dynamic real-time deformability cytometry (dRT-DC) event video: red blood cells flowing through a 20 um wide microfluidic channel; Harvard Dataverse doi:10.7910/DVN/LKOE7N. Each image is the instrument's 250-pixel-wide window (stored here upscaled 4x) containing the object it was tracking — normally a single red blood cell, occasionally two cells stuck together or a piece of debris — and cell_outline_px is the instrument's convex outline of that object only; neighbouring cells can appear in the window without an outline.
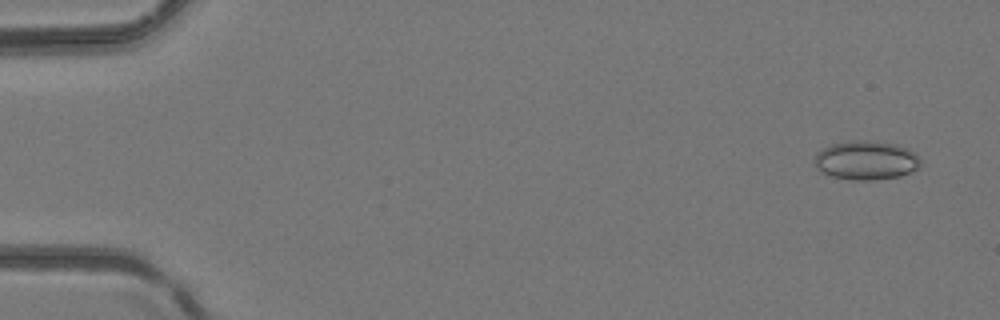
{"species": "common noctule bat (a hibernating species)", "species_latin": "Nyctalus noctula", "temperature_condition": "room temperature", "stored_images_in_passage": 5, "camera_frame_rate_fps": 3000, "um_per_image_px": 0.085, "animal": {"sex": "female", "body_mass_g": 24.6, "forearm_length_mm": 56.2}, "frame": {"image": 1, "passage_image": 1, "time_ms": 0.0, "image_size_px": [1000, 320], "cell_outline_px": [[920, 164], [916, 168], [900, 176], [872, 180], [852, 180], [832, 176], [824, 172], [816, 164], [816, 152], [832, 144], [852, 140], [864, 140], [896, 144], [908, 148], [920, 160]], "centroid_in_image_um": [73.62, 13.62], "position_along_channel_um": 11.4, "area_um2": 23.58}}
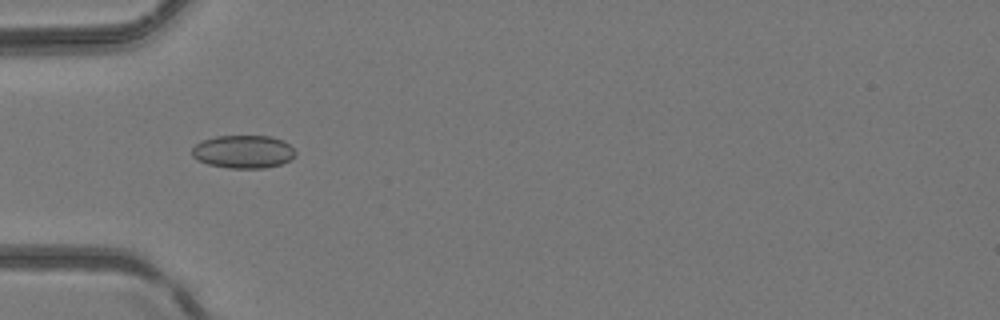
{"frame": {"image": 2, "passage_image": 4, "time_ms": 1.0, "image_size_px": [1000, 320], "cell_outline_px": [[296, 156], [280, 164], [264, 168], [228, 168], [208, 164], [196, 160], [192, 156], [192, 148], [196, 144], [204, 140], [216, 136], [268, 136], [284, 140], [296, 152]], "centroid_in_image_um": [20.67, 12.9], "position_along_channel_um": 64.3, "area_um2": 19.88}}
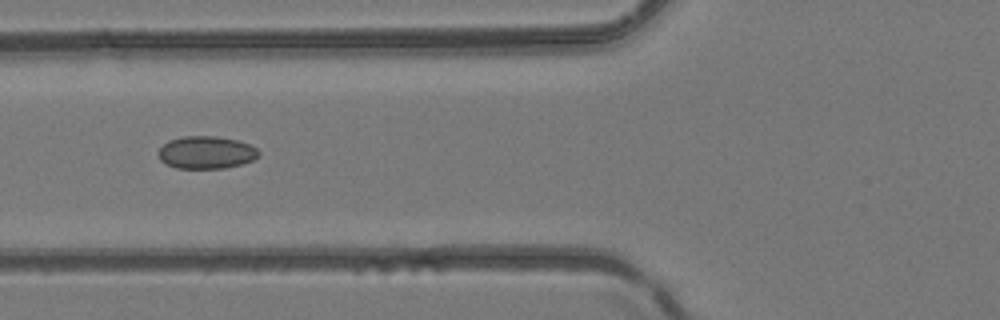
{"frame": {"image": 3, "passage_image": 5, "time_ms": 1.333, "image_size_px": [1000, 320], "cell_outline_px": [[260, 156], [252, 160], [240, 164], [224, 168], [176, 168], [160, 160], [156, 152], [168, 140], [184, 136], [216, 136], [236, 140], [248, 144], [256, 148], [260, 152]], "centroid_in_image_um": [17.51, 12.95], "position_along_channel_um": 108.3, "area_um2": 19.02}}